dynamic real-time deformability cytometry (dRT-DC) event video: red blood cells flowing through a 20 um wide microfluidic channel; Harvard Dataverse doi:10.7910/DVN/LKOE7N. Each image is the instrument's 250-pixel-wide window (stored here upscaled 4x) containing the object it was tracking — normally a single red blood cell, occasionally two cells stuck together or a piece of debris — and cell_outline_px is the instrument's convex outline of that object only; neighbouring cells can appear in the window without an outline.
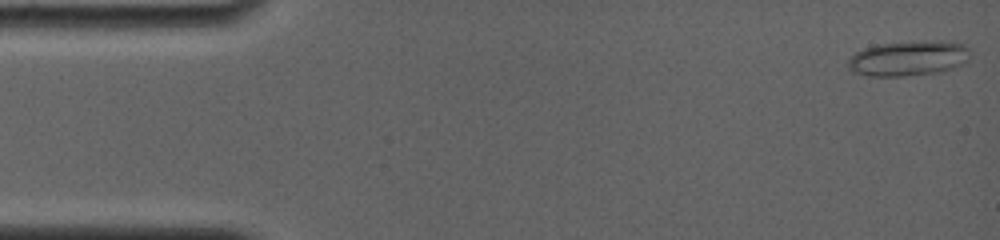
{"species": "common noctule bat (a hibernating species)", "species_latin": "Nyctalus noctula", "temperature_condition": "room temperature", "stored_images_in_passage": 75, "camera_frame_rate_fps": 4000, "um_per_image_px": 0.085, "animal": {"sex": "female", "body_mass_g": 19.0, "forearm_length_mm": 56.7}, "frame": {"image": 1, "passage_image": 1, "time_ms": 0.0, "image_size_px": [1000, 240], "cell_outline_px": [[968, 52], [948, 68], [936, 72], [904, 76], [868, 76], [856, 72], [848, 68], [848, 60], [856, 52], [864, 48], [880, 44], [964, 44], [968, 48]], "centroid_in_image_um": [76.97, 5.02], "position_along_channel_um": 8.0, "area_um2": 22.6}}
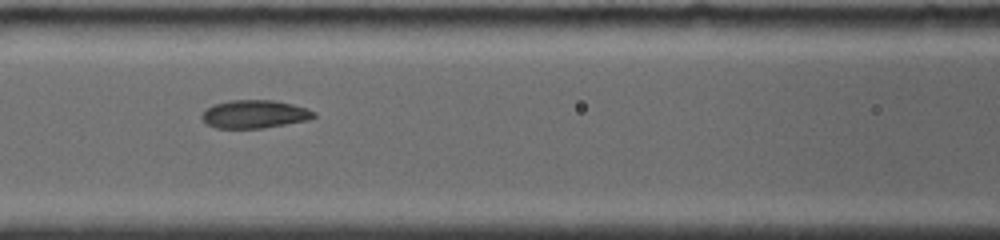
{"frame": {"image": 2, "passage_image": 37, "time_ms": 6.75, "image_size_px": [1000, 240], "cell_outline_px": [[316, 116], [308, 120], [260, 128], [216, 128], [208, 124], [200, 116], [212, 104], [232, 100], [272, 100], [292, 104], [316, 112]], "centroid_in_image_um": [21.63, 9.7], "position_along_channel_um": 145.0, "area_um2": 18.09}}
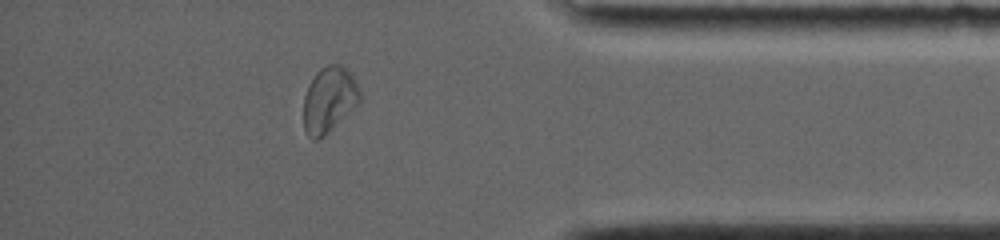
{"frame": {"image": 3, "passage_image": 65, "time_ms": 14.0, "image_size_px": [1000, 240], "cell_outline_px": [[360, 104], [324, 136], [316, 140], [312, 140], [308, 136], [304, 128], [304, 96], [308, 84], [316, 72], [320, 68], [328, 64], [340, 64], [356, 80], [360, 92]], "centroid_in_image_um": [27.98, 8.48], "position_along_channel_um": 407.2, "area_um2": 21.73}, "authors_computed_cell_mechanics": {"area_um2": 19.4208, "velocity_mm_per_s": 3.8106, "shape_relaxation_time_tau1_ms": null, "shape_relaxation_time_tau2_ms": 1.5423, "deformation_change_tau1": null, "deformation_change_tau2": 0.056}}